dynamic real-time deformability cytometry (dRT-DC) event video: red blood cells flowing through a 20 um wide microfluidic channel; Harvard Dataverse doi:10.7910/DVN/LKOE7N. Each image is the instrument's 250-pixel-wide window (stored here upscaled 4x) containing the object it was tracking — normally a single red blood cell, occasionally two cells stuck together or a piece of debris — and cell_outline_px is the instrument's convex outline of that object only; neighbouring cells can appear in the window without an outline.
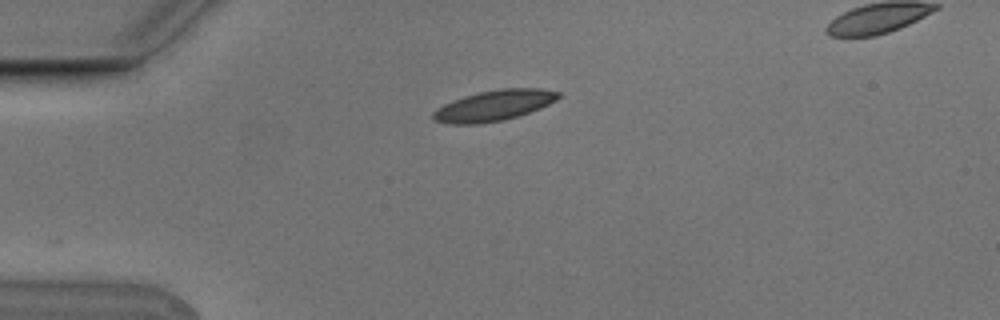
{"species": "Egyptian fruit bat (a non-hibernating species)", "species_latin": "Rousettus aegyptiacus", "temperature_condition": "cold", "stored_images_in_passage": 2, "camera_frame_rate_fps": 3000, "um_per_image_px": 0.085, "animal": {"sex": "male"}, "frame": {"image": 1, "passage_image": 1, "time_ms": 0.0, "image_size_px": [1000, 320], "cell_outline_px": [[560, 96], [556, 100], [540, 108], [516, 116], [500, 120], [476, 124], [448, 124], [432, 120], [432, 112], [436, 108], [452, 100], [464, 96], [480, 92], [500, 88], [540, 88], [560, 92]], "centroid_in_image_um": [41.94, 8.96], "position_along_channel_um": 43.1, "area_um2": 22.25}}